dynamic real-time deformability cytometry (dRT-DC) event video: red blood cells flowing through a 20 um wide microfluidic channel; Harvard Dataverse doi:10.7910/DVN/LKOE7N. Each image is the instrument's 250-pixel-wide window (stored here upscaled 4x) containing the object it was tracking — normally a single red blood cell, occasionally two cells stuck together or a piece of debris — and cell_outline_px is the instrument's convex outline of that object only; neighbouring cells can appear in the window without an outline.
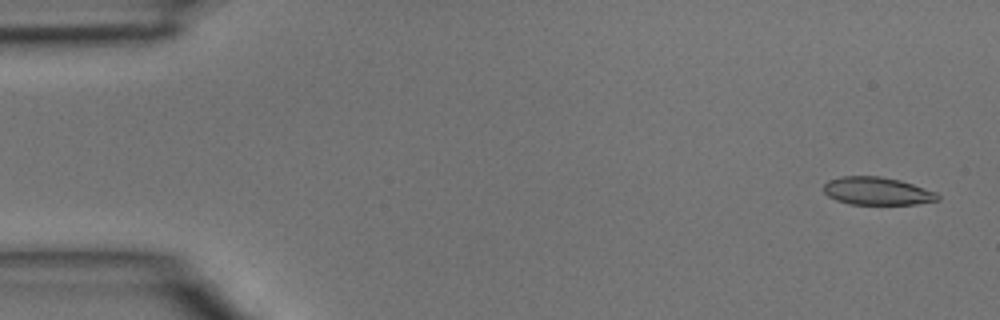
{"species": "common noctule bat (a hibernating species)", "species_latin": "Nyctalus noctula", "temperature_condition": "room temperature", "stored_images_in_passage": 3, "camera_frame_rate_fps": 3000, "um_per_image_px": 0.085, "animal": {"sex": "male", "body_mass_g": 15.6}, "frame": {"image": 1, "passage_image": 1, "time_ms": 0.0, "image_size_px": [1000, 320], "cell_outline_px": [[940, 200], [916, 204], [848, 204], [836, 200], [828, 196], [824, 192], [824, 184], [828, 180], [840, 176], [880, 176], [900, 180], [936, 192], [940, 196]], "centroid_in_image_um": [74.54, 16.24], "position_along_channel_um": 10.5, "area_um2": 18.55}}
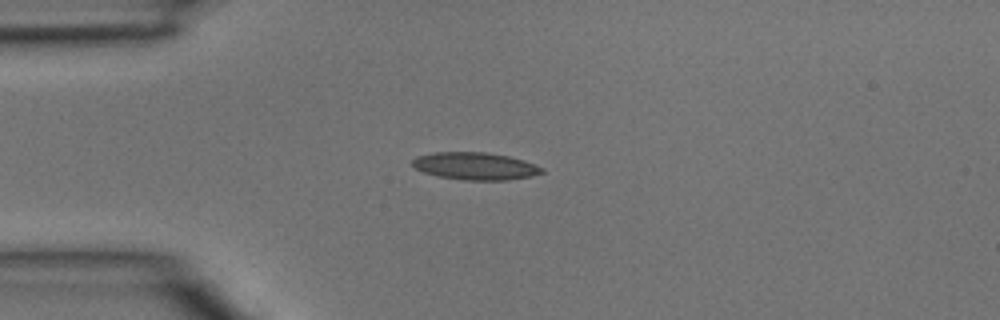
{"frame": {"image": 2, "passage_image": 3, "time_ms": 0.667, "image_size_px": [1000, 320], "cell_outline_px": [[544, 172], [532, 176], [508, 180], [464, 180], [436, 176], [424, 172], [416, 168], [412, 164], [412, 160], [416, 156], [436, 152], [484, 152], [508, 156], [524, 160], [544, 168]], "centroid_in_image_um": [40.4, 14.12], "position_along_channel_um": 44.6, "area_um2": 20.69}}